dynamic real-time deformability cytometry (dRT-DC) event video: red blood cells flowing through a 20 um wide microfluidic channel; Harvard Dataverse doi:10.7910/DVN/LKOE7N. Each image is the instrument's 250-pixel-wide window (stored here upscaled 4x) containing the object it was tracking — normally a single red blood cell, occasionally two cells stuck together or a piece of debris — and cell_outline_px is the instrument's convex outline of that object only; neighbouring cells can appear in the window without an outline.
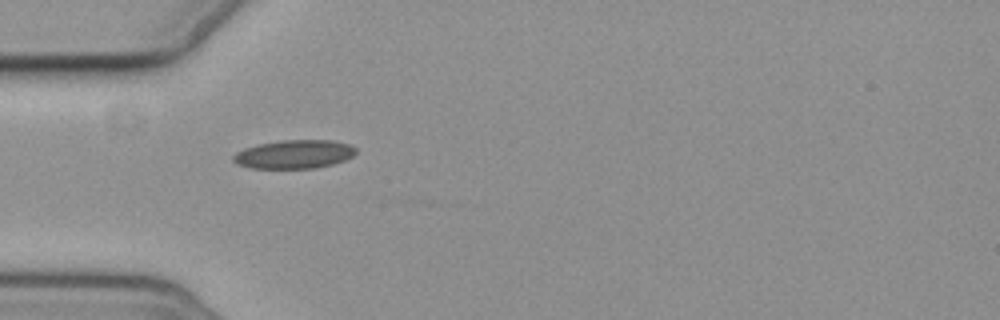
{"species": "common noctule bat (a hibernating species)", "species_latin": "Nyctalus noctula", "temperature_condition": "cold", "stored_images_in_passage": 3, "camera_frame_rate_fps": 3000, "um_per_image_px": 0.085, "animal": {"sex": "female", "body_mass_g": 19.3, "forearm_length_mm": 54.1}, "frame": {"image": 1, "passage_image": 2, "time_ms": 3.0, "image_size_px": [1000, 320], "cell_outline_px": [[356, 152], [352, 156], [344, 160], [332, 164], [316, 168], [252, 168], [236, 164], [232, 160], [232, 156], [236, 152], [244, 148], [260, 144], [280, 140], [332, 140], [348, 144], [356, 148]], "centroid_in_image_um": [24.98, 13.11], "position_along_channel_um": 60.0, "area_um2": 20.4}}
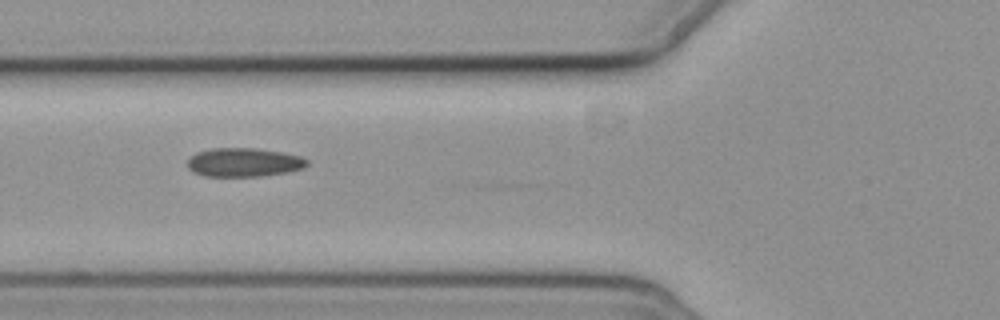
{"frame": {"image": 2, "passage_image": 3, "time_ms": 4.333, "image_size_px": [1000, 320], "cell_outline_px": [[308, 164], [304, 168], [288, 172], [260, 176], [204, 176], [192, 172], [188, 168], [188, 160], [196, 152], [212, 148], [256, 148], [284, 152], [300, 156], [308, 160]], "centroid_in_image_um": [20.74, 13.79], "position_along_channel_um": 105.1, "area_um2": 20.17}}